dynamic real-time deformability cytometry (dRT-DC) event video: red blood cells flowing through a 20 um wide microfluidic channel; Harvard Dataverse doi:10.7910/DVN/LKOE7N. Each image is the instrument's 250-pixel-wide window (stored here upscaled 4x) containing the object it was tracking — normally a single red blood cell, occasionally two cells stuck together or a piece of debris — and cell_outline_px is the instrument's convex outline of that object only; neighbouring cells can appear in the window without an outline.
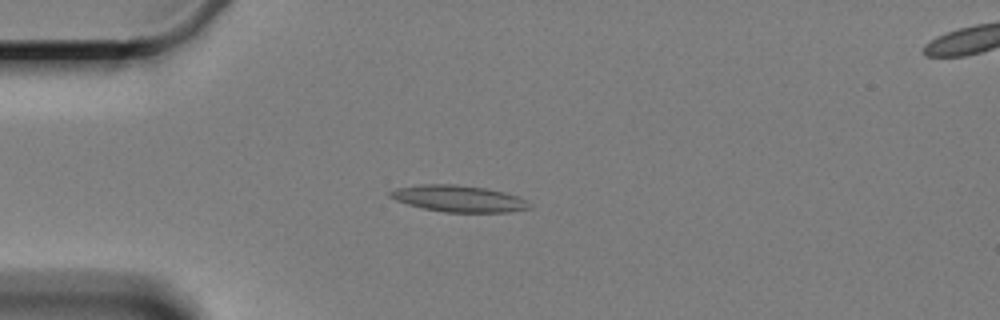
{"species": "Egyptian fruit bat (a non-hibernating species)", "species_latin": "Rousettus aegyptiacus", "temperature_condition": "cold", "stored_images_in_passage": 6, "camera_frame_rate_fps": 3000, "um_per_image_px": 0.085, "animal": {"sex": "female"}, "frame": {"image": 1, "passage_image": 3, "time_ms": 2.333, "image_size_px": [1000, 320], "cell_outline_px": [[528, 208], [508, 212], [444, 212], [424, 208], [408, 204], [396, 200], [388, 196], [388, 192], [396, 188], [424, 184], [452, 184], [484, 188], [504, 192], [516, 196], [524, 200], [528, 204]], "centroid_in_image_um": [38.91, 16.88], "position_along_channel_um": 46.1, "area_um2": 21.1}}
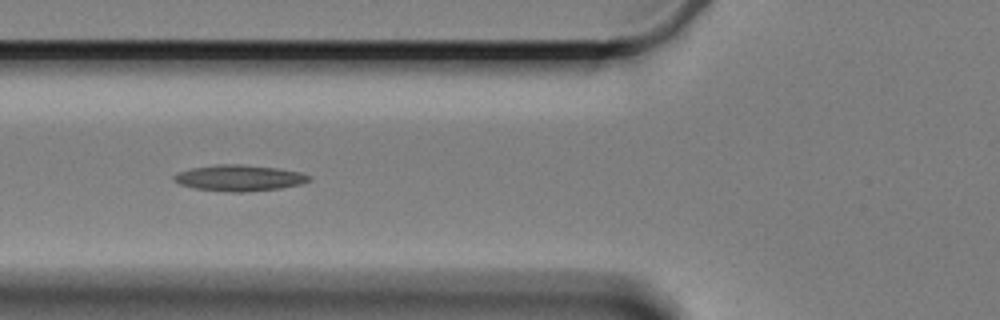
{"frame": {"image": 2, "passage_image": 5, "time_ms": 4.667, "image_size_px": [1000, 320], "cell_outline_px": [[312, 180], [300, 184], [280, 188], [240, 192], [232, 192], [196, 188], [180, 184], [172, 180], [172, 176], [180, 172], [192, 168], [216, 164], [240, 164], [276, 168], [300, 172], [312, 176]], "centroid_in_image_um": [20.35, 15.12], "position_along_channel_um": 105.5, "area_um2": 20.35}}
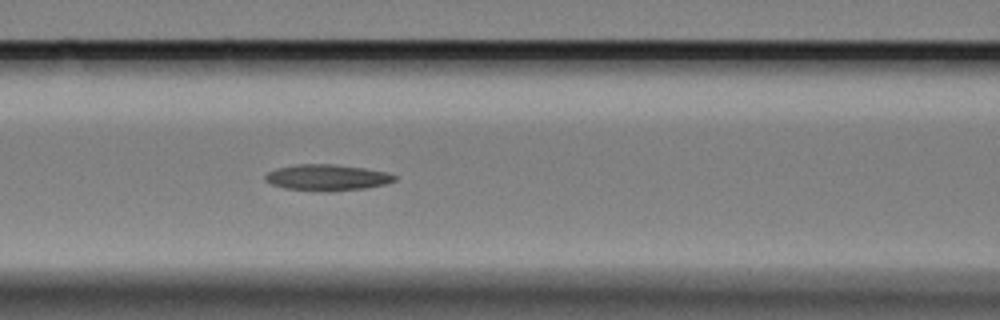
{"frame": {"image": 3, "passage_image": 6, "time_ms": 5.667, "image_size_px": [1000, 320], "cell_outline_px": [[396, 180], [384, 184], [368, 188], [328, 192], [324, 192], [284, 188], [272, 184], [264, 180], [264, 176], [268, 172], [276, 168], [296, 164], [332, 164], [364, 168], [388, 172], [396, 176]], "centroid_in_image_um": [27.79, 15.09], "position_along_channel_um": 138.8, "area_um2": 19.88}}